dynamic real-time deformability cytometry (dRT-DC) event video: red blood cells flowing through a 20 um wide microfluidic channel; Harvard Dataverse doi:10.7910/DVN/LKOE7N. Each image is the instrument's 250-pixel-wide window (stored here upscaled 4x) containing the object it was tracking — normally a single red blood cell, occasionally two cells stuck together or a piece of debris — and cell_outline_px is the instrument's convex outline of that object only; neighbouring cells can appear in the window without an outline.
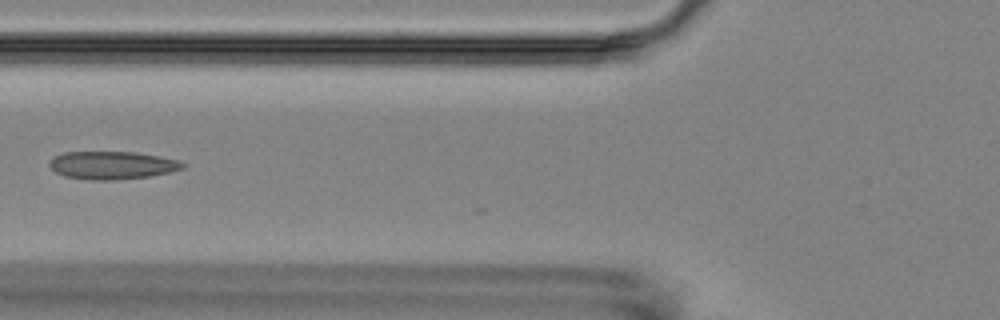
{"species": "Egyptian fruit bat (a non-hibernating species)", "species_latin": "Rousettus aegyptiacus", "temperature_condition": "room temperature", "stored_images_in_passage": 6, "camera_frame_rate_fps": 3000, "um_per_image_px": 0.085, "animal": {"sex": "female"}, "frame": {"image": 1, "passage_image": 5, "time_ms": 5.333, "image_size_px": [1000, 320], "cell_outline_px": [[184, 168], [168, 172], [148, 176], [116, 180], [92, 180], [64, 176], [56, 172], [48, 164], [56, 156], [64, 152], [136, 152], [160, 156], [180, 160], [184, 164]], "centroid_in_image_um": [9.55, 14.04], "position_along_channel_um": 116.3, "area_um2": 21.5}}